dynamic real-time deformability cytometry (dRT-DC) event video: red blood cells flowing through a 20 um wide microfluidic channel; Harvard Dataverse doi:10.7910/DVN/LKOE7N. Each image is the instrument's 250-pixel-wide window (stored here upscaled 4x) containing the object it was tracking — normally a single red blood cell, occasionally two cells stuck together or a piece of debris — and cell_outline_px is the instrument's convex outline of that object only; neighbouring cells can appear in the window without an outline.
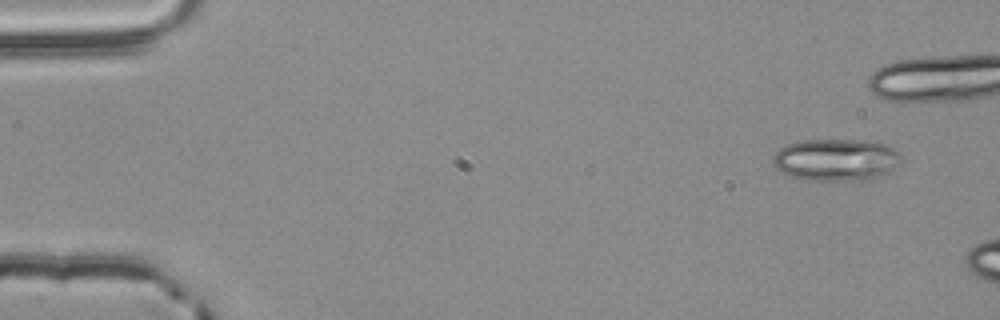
{"species": "common noctule bat (a hibernating species)", "species_latin": "Nyctalus noctula", "temperature_condition": "room temperature", "stored_images_in_passage": 3, "camera_frame_rate_fps": 3000, "um_per_image_px": 0.085, "animal": {"sex": "male", "body_mass_g": 20.4}, "frame": {"image": 1, "passage_image": 1, "time_ms": 0.0, "image_size_px": [1000, 320], "cell_outline_px": [[900, 164], [888, 172], [864, 180], [804, 180], [788, 176], [780, 172], [772, 164], [772, 156], [784, 144], [800, 140], [864, 140], [884, 144], [900, 152]], "centroid_in_image_um": [70.99, 13.57], "position_along_channel_um": 14.0, "area_um2": 31.67}}